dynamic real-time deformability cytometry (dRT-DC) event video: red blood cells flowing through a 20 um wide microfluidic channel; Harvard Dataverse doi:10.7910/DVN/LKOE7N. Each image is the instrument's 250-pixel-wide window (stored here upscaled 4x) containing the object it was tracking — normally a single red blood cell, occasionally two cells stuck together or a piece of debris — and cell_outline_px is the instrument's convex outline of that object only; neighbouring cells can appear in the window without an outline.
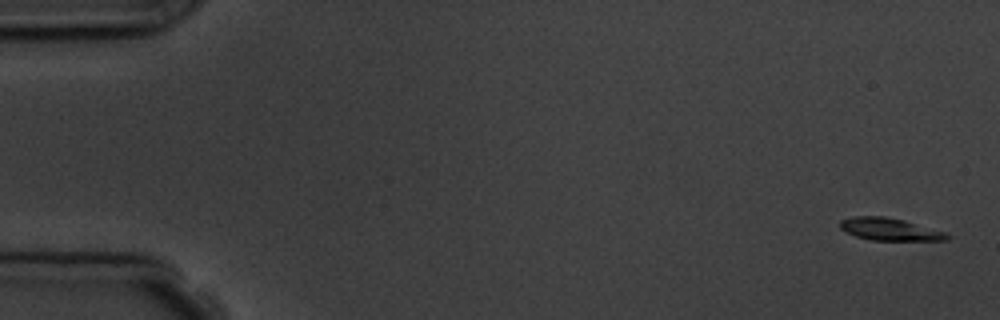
{"species": "common noctule bat (a hibernating species)", "species_latin": "Nyctalus noctula", "temperature_condition": "room temperature", "stored_images_in_passage": 7, "camera_frame_rate_fps": 3000, "um_per_image_px": 0.085, "animal": {"sex": "male", "body_mass_g": 19.5, "forearm_length_mm": 54.6}, "frame": {"image": 1, "passage_image": 1, "time_ms": 0.0, "image_size_px": [1000, 320], "cell_outline_px": [[952, 236], [948, 240], [872, 240], [856, 236], [840, 228], [840, 220], [852, 216], [884, 216], [904, 220], [944, 232]], "centroid_in_image_um": [75.62, 19.48], "position_along_channel_um": 9.4, "area_um2": 13.81}}